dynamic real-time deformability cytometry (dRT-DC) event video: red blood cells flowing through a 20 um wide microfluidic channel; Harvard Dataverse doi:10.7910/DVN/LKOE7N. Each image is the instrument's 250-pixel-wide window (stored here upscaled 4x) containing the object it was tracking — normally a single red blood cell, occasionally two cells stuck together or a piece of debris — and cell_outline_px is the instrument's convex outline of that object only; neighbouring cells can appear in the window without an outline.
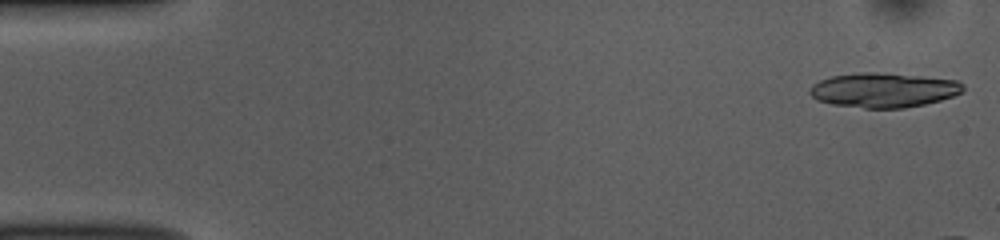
{"species": "common noctule bat (a hibernating species)", "species_latin": "Nyctalus noctula", "temperature_condition": "room temperature", "stored_images_in_passage": 11, "camera_frame_rate_fps": 3000, "um_per_image_px": 0.085, "animal": {"sex": "female", "body_mass_g": 10.0, "forearm_length_mm": 53.1}, "frame": {"image": 1, "passage_image": 1, "time_ms": 0.0, "image_size_px": [1000, 240], "cell_outline_px": [[964, 88], [960, 92], [952, 96], [940, 100], [924, 104], [904, 108], [864, 108], [832, 104], [816, 100], [808, 92], [812, 84], [820, 80], [832, 76], [860, 72], [876, 72], [920, 76], [960, 80], [964, 84]], "centroid_in_image_um": [75.09, 7.65], "position_along_channel_um": 9.9, "area_um2": 30.92}}